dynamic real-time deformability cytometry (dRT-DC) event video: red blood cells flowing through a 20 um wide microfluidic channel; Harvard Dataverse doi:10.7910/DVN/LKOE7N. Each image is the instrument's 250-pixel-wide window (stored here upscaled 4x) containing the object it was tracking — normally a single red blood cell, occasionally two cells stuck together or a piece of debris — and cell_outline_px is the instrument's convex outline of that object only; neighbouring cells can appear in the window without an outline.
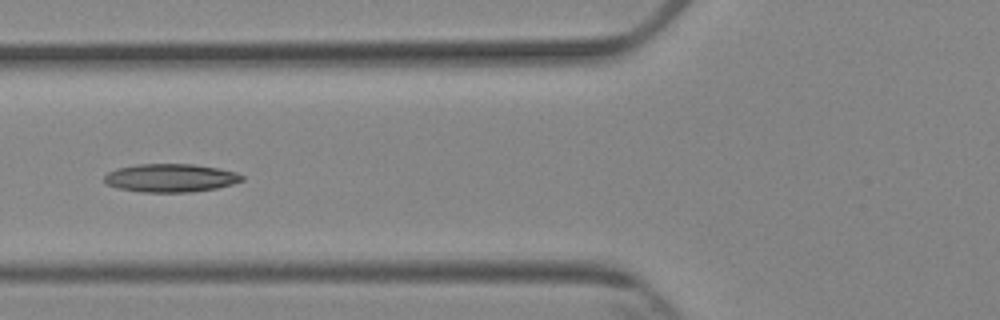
{"species": "Egyptian fruit bat (a non-hibernating species)", "species_latin": "Rousettus aegyptiacus", "temperature_condition": "cold", "stored_images_in_passage": 9, "camera_frame_rate_fps": 3000, "um_per_image_px": 0.085, "animal": {"sex": "female"}, "frame": {"image": 1, "passage_image": 7, "time_ms": 8.0, "image_size_px": [1000, 320], "cell_outline_px": [[244, 180], [232, 184], [216, 188], [192, 192], [140, 192], [116, 188], [104, 184], [104, 176], [108, 172], [116, 168], [136, 164], [196, 164], [220, 168], [236, 172], [244, 176]], "centroid_in_image_um": [14.47, 15.12], "position_along_channel_um": 111.3, "area_um2": 23.0}}
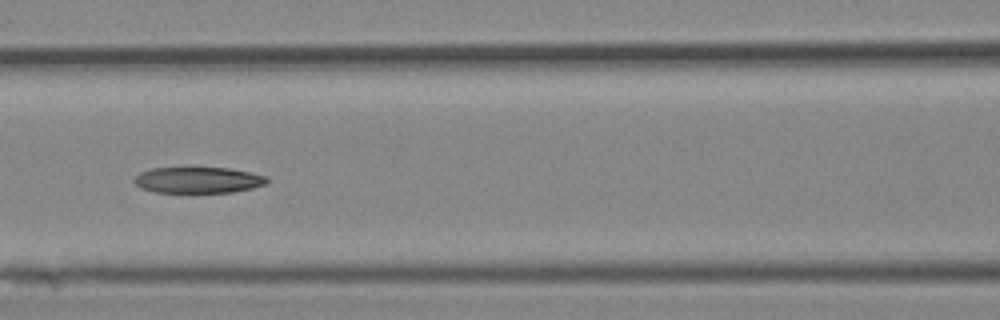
{"frame": {"image": 2, "passage_image": 8, "time_ms": 9.0, "image_size_px": [1000, 320], "cell_outline_px": [[268, 180], [264, 184], [252, 188], [232, 192], [156, 192], [140, 188], [132, 180], [140, 172], [152, 168], [228, 168], [252, 172], [268, 176]], "centroid_in_image_um": [16.84, 15.3], "position_along_channel_um": 149.8, "area_um2": 20.11}}
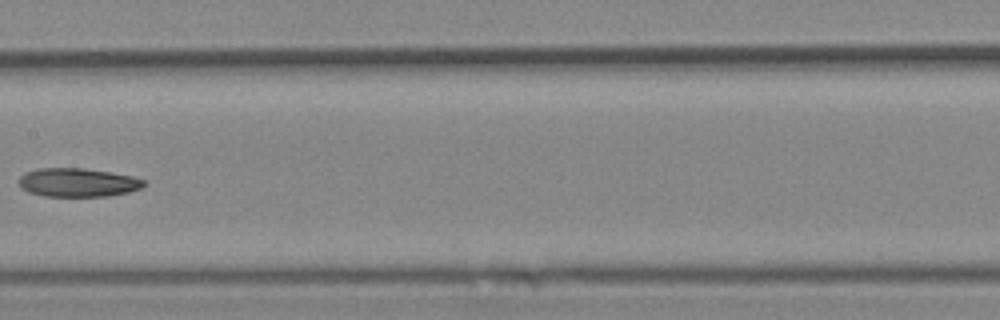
{"frame": {"image": 3, "passage_image": 9, "time_ms": 10.333, "image_size_px": [1000, 320], "cell_outline_px": [[148, 184], [140, 188], [128, 192], [108, 196], [44, 196], [28, 192], [20, 188], [16, 180], [24, 172], [36, 168], [84, 168], [112, 172], [132, 176], [144, 180]], "centroid_in_image_um": [6.56, 15.5], "position_along_channel_um": 200.8, "area_um2": 21.21}}